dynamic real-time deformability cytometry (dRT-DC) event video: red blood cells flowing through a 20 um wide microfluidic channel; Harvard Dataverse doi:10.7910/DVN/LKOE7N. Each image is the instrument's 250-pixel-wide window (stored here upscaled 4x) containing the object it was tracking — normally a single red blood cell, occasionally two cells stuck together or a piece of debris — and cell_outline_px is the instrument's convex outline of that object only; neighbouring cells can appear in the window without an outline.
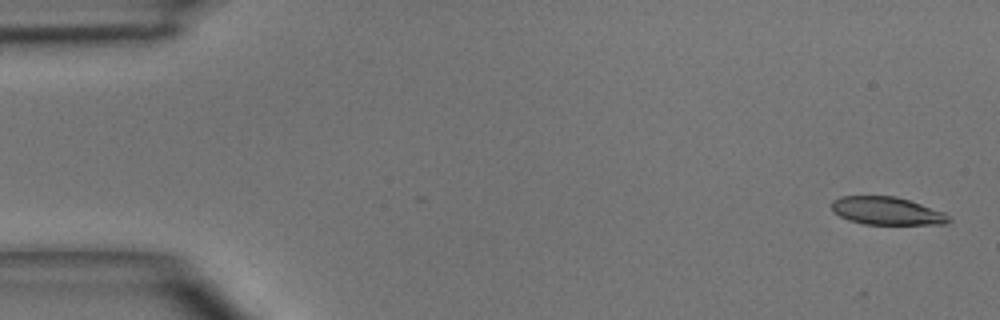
{"species": "common noctule bat (a hibernating species)", "species_latin": "Nyctalus noctula", "temperature_condition": "room temperature", "stored_images_in_passage": 5, "camera_frame_rate_fps": 3000, "um_per_image_px": 0.085, "animal": {"sex": "male", "body_mass_g": 15.6}, "frame": {"image": 1, "passage_image": 1, "time_ms": 0.0, "image_size_px": [1000, 320], "cell_outline_px": [[952, 220], [948, 224], [864, 224], [848, 220], [832, 212], [832, 200], [840, 196], [896, 196], [944, 212]], "centroid_in_image_um": [75.36, 17.93], "position_along_channel_um": 9.6, "area_um2": 19.02}}